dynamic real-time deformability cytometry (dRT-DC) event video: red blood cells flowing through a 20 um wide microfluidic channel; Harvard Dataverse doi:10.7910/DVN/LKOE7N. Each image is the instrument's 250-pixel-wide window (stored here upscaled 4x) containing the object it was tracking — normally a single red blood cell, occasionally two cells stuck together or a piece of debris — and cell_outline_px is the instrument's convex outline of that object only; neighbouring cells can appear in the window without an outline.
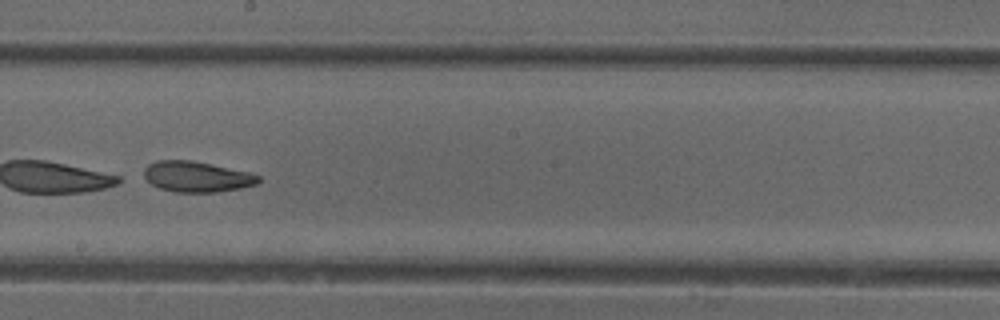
{"species": "common noctule bat (a hibernating species)", "species_latin": "Nyctalus noctula", "temperature_condition": "cold", "stored_images_in_passage": 40, "camera_frame_rate_fps": 3000, "um_per_image_px": 0.085, "animal": {"sex": "female"}, "frame": {"image": 1, "passage_image": 28, "time_ms": 9.0, "image_size_px": [1000, 320], "cell_outline_px": [[260, 180], [256, 184], [240, 188], [216, 192], [176, 192], [160, 188], [152, 184], [144, 176], [144, 168], [148, 164], [156, 160], [192, 160], [248, 172], [260, 176]], "centroid_in_image_um": [16.71, 15.01], "position_along_channel_um": 231.5, "area_um2": 20.29}}